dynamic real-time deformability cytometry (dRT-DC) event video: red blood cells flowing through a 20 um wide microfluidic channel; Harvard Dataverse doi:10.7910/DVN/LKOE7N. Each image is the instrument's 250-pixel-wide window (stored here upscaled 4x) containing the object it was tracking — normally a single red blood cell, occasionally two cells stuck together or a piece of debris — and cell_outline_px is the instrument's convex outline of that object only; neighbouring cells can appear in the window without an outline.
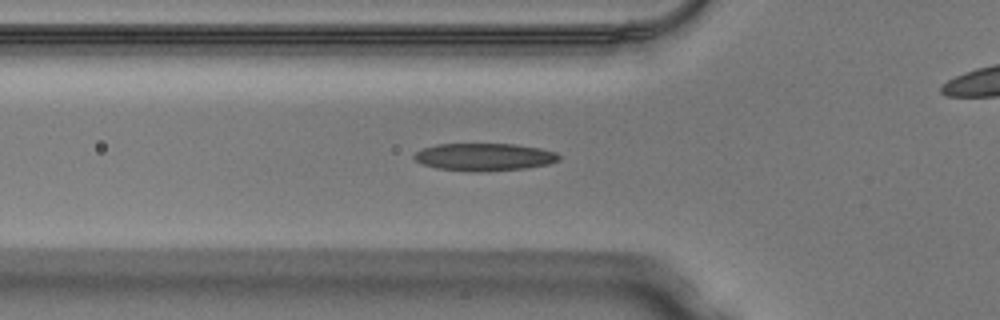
{"species": "Egyptian fruit bat (a non-hibernating species)", "species_latin": "Rousettus aegyptiacus", "temperature_condition": "warm", "stored_images_in_passage": 35, "camera_frame_rate_fps": 3000, "um_per_image_px": 0.085, "animal": {"sex": "male"}, "frame": {"image": 1, "passage_image": 2, "time_ms": 0.333, "image_size_px": [1000, 320], "cell_outline_px": [[560, 160], [548, 164], [524, 168], [476, 172], [472, 172], [436, 168], [424, 164], [416, 160], [412, 156], [416, 152], [424, 148], [436, 144], [516, 144], [540, 148], [556, 152], [560, 156]], "centroid_in_image_um": [41.17, 13.34], "position_along_channel_um": 84.6, "area_um2": 23.18}}
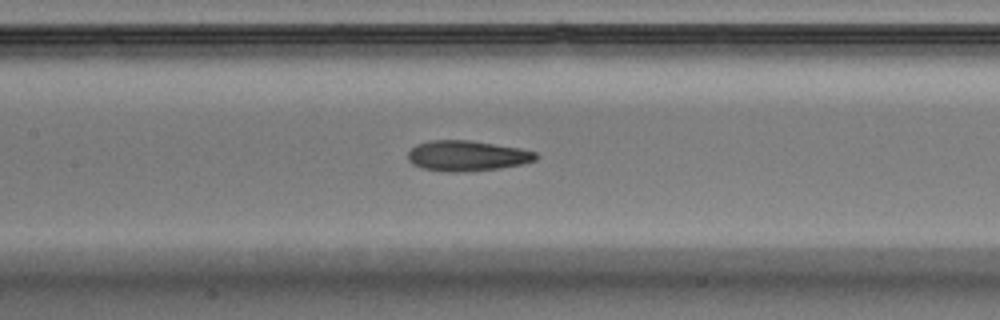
{"frame": {"image": 2, "passage_image": 8, "time_ms": 2.333, "image_size_px": [1000, 320], "cell_outline_px": [[540, 156], [536, 160], [520, 164], [500, 168], [460, 172], [448, 172], [424, 168], [412, 164], [408, 160], [408, 152], [416, 144], [428, 140], [468, 140], [520, 148], [536, 152]], "centroid_in_image_um": [39.69, 13.24], "position_along_channel_um": 167.7, "area_um2": 22.66}}
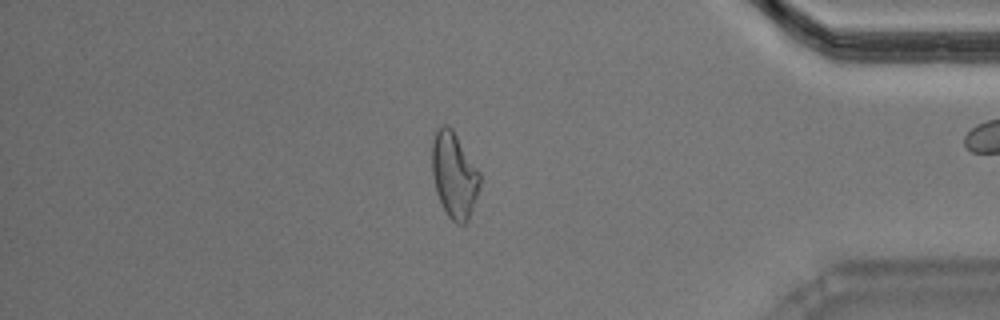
{"frame": {"image": 3, "passage_image": 27, "time_ms": 8.667, "image_size_px": [1000, 320], "cell_outline_px": [[480, 184], [468, 220], [464, 224], [456, 224], [448, 216], [436, 192], [432, 176], [432, 140], [436, 132], [444, 124], [448, 124], [452, 128], [480, 172]], "centroid_in_image_um": [38.59, 14.87], "position_along_channel_um": 396.6, "area_um2": 23.7}, "authors_computed_cell_mechanics": {"area_um2": 22.831, "velocity_mm_per_s": 4.1017, "shape_relaxation_time_tau1_ms": 4.2358, "shape_relaxation_time_tau2_ms": 1.7435, "deformation_change_tau1": 0.1798, "deformation_change_tau2": 0.1015}}